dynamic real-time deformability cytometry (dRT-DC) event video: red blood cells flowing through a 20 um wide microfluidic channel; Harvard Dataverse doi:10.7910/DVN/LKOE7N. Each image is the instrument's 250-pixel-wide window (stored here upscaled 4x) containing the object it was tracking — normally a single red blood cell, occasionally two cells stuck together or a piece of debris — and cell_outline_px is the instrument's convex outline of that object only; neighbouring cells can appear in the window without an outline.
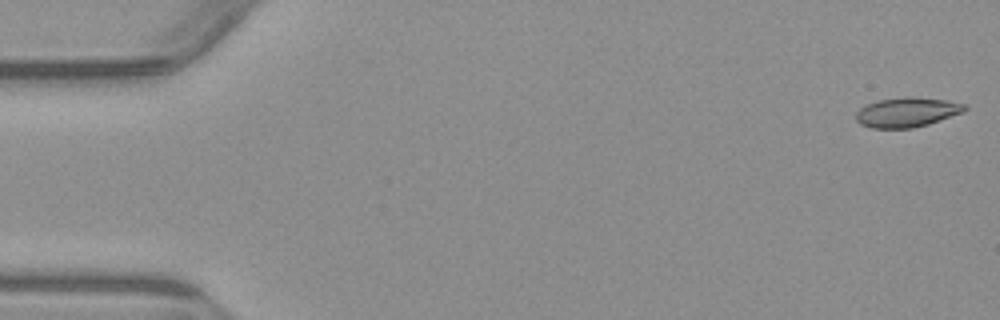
{"species": "common noctule bat (a hibernating species)", "species_latin": "Nyctalus noctula", "temperature_condition": "warm", "stored_images_in_passage": 5, "camera_frame_rate_fps": 3000, "um_per_image_px": 0.085, "animal": {"sex": "male", "body_mass_g": 23.1, "forearm_length_mm": 52.7}, "frame": {"image": 1, "passage_image": 1, "time_ms": 0.0, "image_size_px": [1000, 320], "cell_outline_px": [[968, 108], [964, 112], [928, 124], [912, 128], [872, 128], [860, 124], [856, 120], [856, 112], [860, 108], [868, 104], [880, 100], [908, 96], [912, 96], [944, 100], [968, 104]], "centroid_in_image_um": [77.12, 9.54], "position_along_channel_um": 7.9, "area_um2": 18.79}}